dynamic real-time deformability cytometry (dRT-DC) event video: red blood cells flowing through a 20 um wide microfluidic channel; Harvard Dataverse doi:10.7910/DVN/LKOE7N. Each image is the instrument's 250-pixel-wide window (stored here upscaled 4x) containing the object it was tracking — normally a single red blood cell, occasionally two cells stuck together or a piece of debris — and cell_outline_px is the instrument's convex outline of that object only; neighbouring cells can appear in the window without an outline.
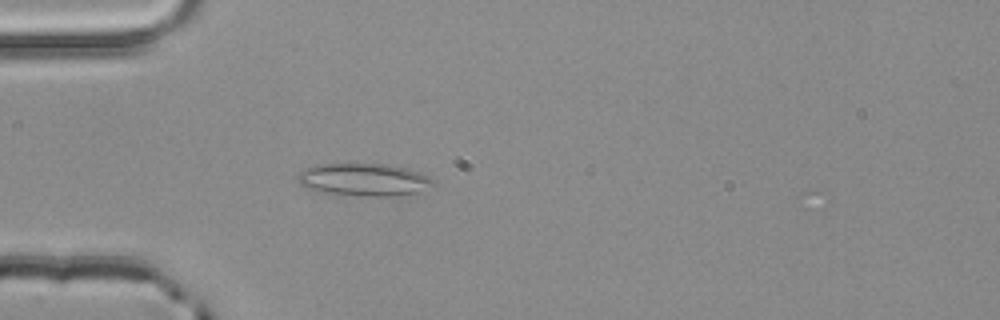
{"species": "common noctule bat (a hibernating species)", "species_latin": "Nyctalus noctula", "temperature_condition": "room temperature", "stored_images_in_passage": 3, "camera_frame_rate_fps": 3000, "um_per_image_px": 0.085, "animal": {"sex": "male", "body_mass_g": 20.4}, "frame": {"image": 1, "passage_image": 3, "time_ms": 0.667, "image_size_px": [1000, 320], "cell_outline_px": [[432, 184], [416, 192], [388, 196], [364, 196], [328, 192], [308, 188], [300, 184], [296, 180], [296, 176], [300, 172], [316, 164], [388, 164], [404, 168], [428, 176], [432, 180]], "centroid_in_image_um": [30.86, 15.26], "position_along_channel_um": 54.1, "area_um2": 24.97}}